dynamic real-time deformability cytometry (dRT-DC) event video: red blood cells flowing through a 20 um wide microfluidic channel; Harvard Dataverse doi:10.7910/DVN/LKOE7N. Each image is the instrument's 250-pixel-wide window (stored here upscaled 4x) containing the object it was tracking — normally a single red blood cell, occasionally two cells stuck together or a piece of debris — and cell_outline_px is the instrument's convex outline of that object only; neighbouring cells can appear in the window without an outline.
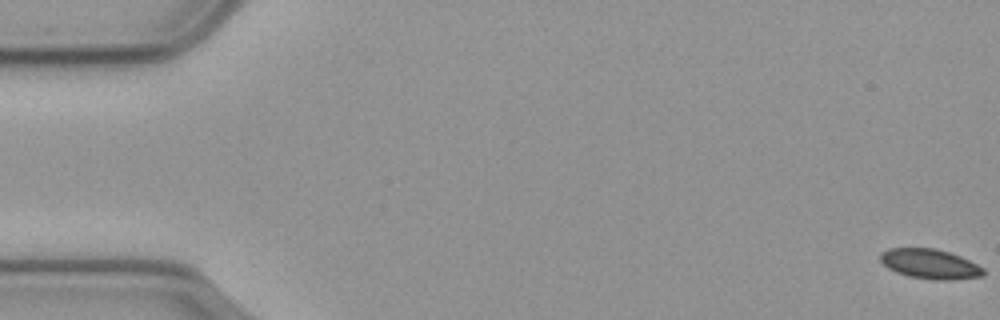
{"species": "common noctule bat (a hibernating species)", "species_latin": "Nyctalus noctula", "temperature_condition": "cold", "stored_images_in_passage": 60, "segment_of_instrument_passage": [1, 2], "camera_frame_rate_fps": 3000, "um_per_image_px": 0.085, "animal": {"sex": "male", "body_mass_g": 23.1, "forearm_length_mm": 52.7}, "frame": {"image": 1, "passage_image": 1, "time_ms": 0.0, "image_size_px": [1000, 320], "cell_outline_px": [[984, 276], [952, 280], [936, 280], [908, 276], [896, 272], [888, 268], [880, 260], [880, 252], [888, 248], [936, 248], [960, 256], [984, 268]], "centroid_in_image_um": [79.04, 22.43], "position_along_channel_um": 6.0, "area_um2": 17.92}}
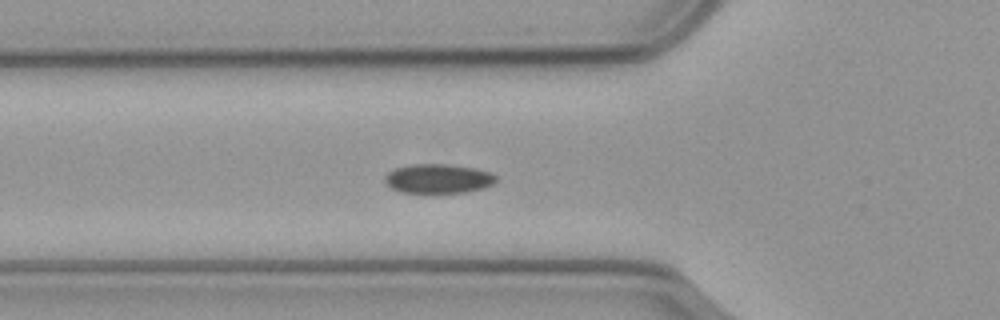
{"frame": {"image": 2, "passage_image": 21, "time_ms": 6.667, "image_size_px": [1000, 320], "cell_outline_px": [[496, 180], [492, 184], [484, 188], [464, 192], [400, 192], [392, 188], [384, 180], [384, 176], [388, 172], [396, 168], [412, 164], [440, 164], [476, 168], [492, 172], [496, 176]], "centroid_in_image_um": [37.26, 15.18], "position_along_channel_um": 88.5, "area_um2": 18.79}}
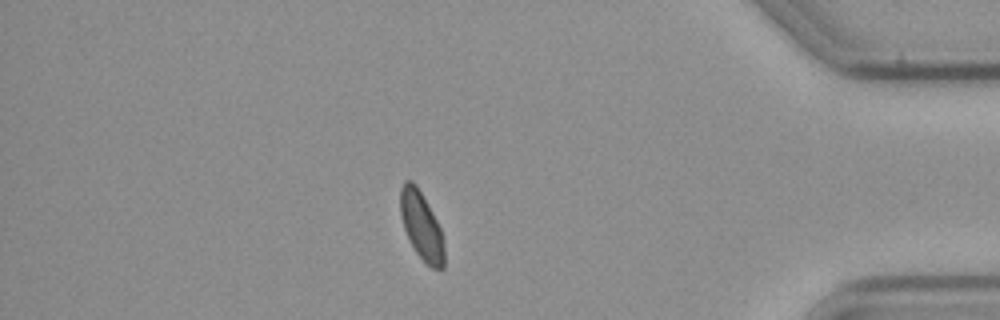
{"frame": {"image": 3, "passage_image": 51, "time_ms": 16.667, "image_size_px": [1000, 320], "cell_outline_px": [[444, 268], [432, 268], [416, 252], [404, 228], [400, 216], [400, 188], [404, 180], [412, 180], [416, 184], [432, 212], [440, 228], [444, 240]], "centroid_in_image_um": [35.81, 19.16], "position_along_channel_um": 399.4, "area_um2": 17.17}}